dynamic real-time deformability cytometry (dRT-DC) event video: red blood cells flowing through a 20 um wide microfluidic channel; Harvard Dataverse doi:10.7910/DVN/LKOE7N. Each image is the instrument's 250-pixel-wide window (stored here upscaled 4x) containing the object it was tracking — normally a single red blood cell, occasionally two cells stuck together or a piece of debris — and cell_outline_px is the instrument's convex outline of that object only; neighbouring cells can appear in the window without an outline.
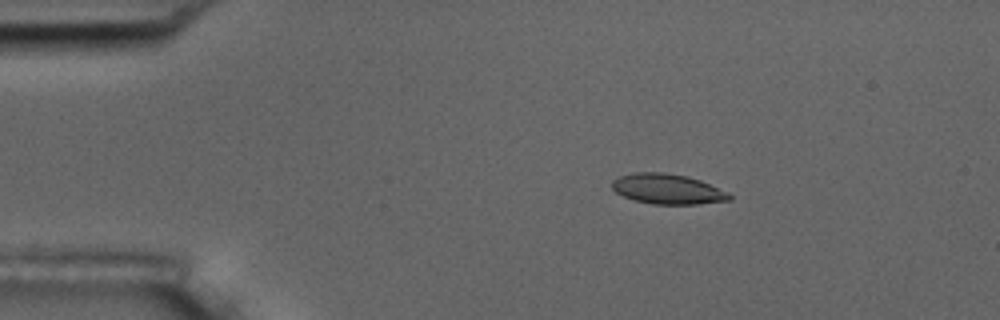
{"species": "common noctule bat (a hibernating species)", "species_latin": "Nyctalus noctula", "temperature_condition": "room temperature", "stored_images_in_passage": 4, "camera_frame_rate_fps": 3000, "um_per_image_px": 0.085, "animal": {"sex": "male", "body_mass_g": 17.5, "forearm_length_mm": 52.3}, "frame": {"image": 1, "passage_image": 2, "time_ms": 1.0, "image_size_px": [1000, 320], "cell_outline_px": [[732, 200], [696, 204], [652, 204], [632, 200], [616, 192], [612, 188], [612, 180], [620, 176], [632, 172], [664, 172], [688, 176], [700, 180], [728, 192], [732, 196]], "centroid_in_image_um": [56.73, 16.06], "position_along_channel_um": 28.3, "area_um2": 20.75}}
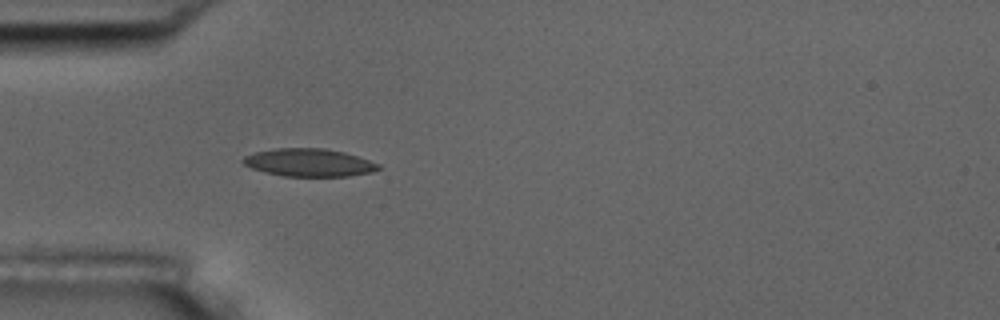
{"frame": {"image": 2, "passage_image": 4, "time_ms": 3.333, "image_size_px": [1000, 320], "cell_outline_px": [[380, 168], [372, 172], [348, 176], [284, 176], [264, 172], [252, 168], [244, 164], [240, 160], [244, 156], [256, 152], [276, 148], [324, 148], [344, 152], [380, 164]], "centroid_in_image_um": [26.24, 13.82], "position_along_channel_um": 58.8, "area_um2": 21.85}}